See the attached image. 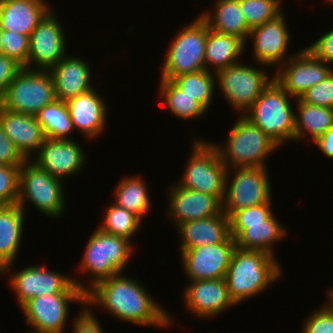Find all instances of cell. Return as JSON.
Listing matches in <instances>:
<instances>
[{
	"instance_id": "cell-1",
	"label": "cell",
	"mask_w": 333,
	"mask_h": 333,
	"mask_svg": "<svg viewBox=\"0 0 333 333\" xmlns=\"http://www.w3.org/2000/svg\"><path fill=\"white\" fill-rule=\"evenodd\" d=\"M138 281L122 273L100 280L85 293V306L97 305L114 318L138 326H172L171 314Z\"/></svg>"
},
{
	"instance_id": "cell-2",
	"label": "cell",
	"mask_w": 333,
	"mask_h": 333,
	"mask_svg": "<svg viewBox=\"0 0 333 333\" xmlns=\"http://www.w3.org/2000/svg\"><path fill=\"white\" fill-rule=\"evenodd\" d=\"M281 271V264L274 256L235 248L225 275L230 298L239 305L259 295L278 282Z\"/></svg>"
},
{
	"instance_id": "cell-3",
	"label": "cell",
	"mask_w": 333,
	"mask_h": 333,
	"mask_svg": "<svg viewBox=\"0 0 333 333\" xmlns=\"http://www.w3.org/2000/svg\"><path fill=\"white\" fill-rule=\"evenodd\" d=\"M227 140L226 146L223 143L222 145L216 142L213 144L227 169L267 168L266 158L279 147L258 126L242 114L230 129Z\"/></svg>"
},
{
	"instance_id": "cell-4",
	"label": "cell",
	"mask_w": 333,
	"mask_h": 333,
	"mask_svg": "<svg viewBox=\"0 0 333 333\" xmlns=\"http://www.w3.org/2000/svg\"><path fill=\"white\" fill-rule=\"evenodd\" d=\"M133 245L129 240L105 233L97 227L90 235L79 262L80 273H90L89 277H92L87 281V291L100 280L124 272L134 253Z\"/></svg>"
},
{
	"instance_id": "cell-5",
	"label": "cell",
	"mask_w": 333,
	"mask_h": 333,
	"mask_svg": "<svg viewBox=\"0 0 333 333\" xmlns=\"http://www.w3.org/2000/svg\"><path fill=\"white\" fill-rule=\"evenodd\" d=\"M291 96L273 79L243 114L279 147L294 141L295 112Z\"/></svg>"
},
{
	"instance_id": "cell-6",
	"label": "cell",
	"mask_w": 333,
	"mask_h": 333,
	"mask_svg": "<svg viewBox=\"0 0 333 333\" xmlns=\"http://www.w3.org/2000/svg\"><path fill=\"white\" fill-rule=\"evenodd\" d=\"M56 100L54 82L49 70L22 67L0 96L6 110L36 116Z\"/></svg>"
},
{
	"instance_id": "cell-7",
	"label": "cell",
	"mask_w": 333,
	"mask_h": 333,
	"mask_svg": "<svg viewBox=\"0 0 333 333\" xmlns=\"http://www.w3.org/2000/svg\"><path fill=\"white\" fill-rule=\"evenodd\" d=\"M179 32L165 52L160 79L172 80L180 75L205 70L207 22L199 15Z\"/></svg>"
},
{
	"instance_id": "cell-8",
	"label": "cell",
	"mask_w": 333,
	"mask_h": 333,
	"mask_svg": "<svg viewBox=\"0 0 333 333\" xmlns=\"http://www.w3.org/2000/svg\"><path fill=\"white\" fill-rule=\"evenodd\" d=\"M63 193V180L51 176L32 160L20 166L17 204L23 210L30 201L41 214L59 218L66 205Z\"/></svg>"
},
{
	"instance_id": "cell-9",
	"label": "cell",
	"mask_w": 333,
	"mask_h": 333,
	"mask_svg": "<svg viewBox=\"0 0 333 333\" xmlns=\"http://www.w3.org/2000/svg\"><path fill=\"white\" fill-rule=\"evenodd\" d=\"M204 141L197 137L194 139L179 185L213 195L222 203L227 168L212 141Z\"/></svg>"
},
{
	"instance_id": "cell-10",
	"label": "cell",
	"mask_w": 333,
	"mask_h": 333,
	"mask_svg": "<svg viewBox=\"0 0 333 333\" xmlns=\"http://www.w3.org/2000/svg\"><path fill=\"white\" fill-rule=\"evenodd\" d=\"M69 303L85 306V292L75 282L62 293L30 299L20 308L27 325L33 328L26 333H65L69 321Z\"/></svg>"
},
{
	"instance_id": "cell-11",
	"label": "cell",
	"mask_w": 333,
	"mask_h": 333,
	"mask_svg": "<svg viewBox=\"0 0 333 333\" xmlns=\"http://www.w3.org/2000/svg\"><path fill=\"white\" fill-rule=\"evenodd\" d=\"M271 193L267 168L227 169L222 211L230 217L237 210L272 202Z\"/></svg>"
},
{
	"instance_id": "cell-12",
	"label": "cell",
	"mask_w": 333,
	"mask_h": 333,
	"mask_svg": "<svg viewBox=\"0 0 333 333\" xmlns=\"http://www.w3.org/2000/svg\"><path fill=\"white\" fill-rule=\"evenodd\" d=\"M237 62L215 73L216 82L223 97L234 110L242 115L253 105L274 77L262 67H250ZM264 67V69H263Z\"/></svg>"
},
{
	"instance_id": "cell-13",
	"label": "cell",
	"mask_w": 333,
	"mask_h": 333,
	"mask_svg": "<svg viewBox=\"0 0 333 333\" xmlns=\"http://www.w3.org/2000/svg\"><path fill=\"white\" fill-rule=\"evenodd\" d=\"M290 56L272 76L292 99H300L310 87L323 81L333 70L308 47Z\"/></svg>"
},
{
	"instance_id": "cell-14",
	"label": "cell",
	"mask_w": 333,
	"mask_h": 333,
	"mask_svg": "<svg viewBox=\"0 0 333 333\" xmlns=\"http://www.w3.org/2000/svg\"><path fill=\"white\" fill-rule=\"evenodd\" d=\"M9 275H11L9 285L16 293V301L20 308L34 297L62 293L73 282L85 293L87 292V286L82 281L54 272L46 266L31 265Z\"/></svg>"
},
{
	"instance_id": "cell-15",
	"label": "cell",
	"mask_w": 333,
	"mask_h": 333,
	"mask_svg": "<svg viewBox=\"0 0 333 333\" xmlns=\"http://www.w3.org/2000/svg\"><path fill=\"white\" fill-rule=\"evenodd\" d=\"M51 9L29 36L28 69L49 70L66 54L63 26Z\"/></svg>"
},
{
	"instance_id": "cell-16",
	"label": "cell",
	"mask_w": 333,
	"mask_h": 333,
	"mask_svg": "<svg viewBox=\"0 0 333 333\" xmlns=\"http://www.w3.org/2000/svg\"><path fill=\"white\" fill-rule=\"evenodd\" d=\"M235 248V239L230 235L220 244L179 251L186 277L189 281L225 278Z\"/></svg>"
},
{
	"instance_id": "cell-17",
	"label": "cell",
	"mask_w": 333,
	"mask_h": 333,
	"mask_svg": "<svg viewBox=\"0 0 333 333\" xmlns=\"http://www.w3.org/2000/svg\"><path fill=\"white\" fill-rule=\"evenodd\" d=\"M283 11L274 19L250 30L248 39L253 41V60L257 65L281 66L290 57L288 47L291 39Z\"/></svg>"
},
{
	"instance_id": "cell-18",
	"label": "cell",
	"mask_w": 333,
	"mask_h": 333,
	"mask_svg": "<svg viewBox=\"0 0 333 333\" xmlns=\"http://www.w3.org/2000/svg\"><path fill=\"white\" fill-rule=\"evenodd\" d=\"M81 147L74 139L45 138L32 160L51 176L64 180L66 176L79 174L85 167L87 158Z\"/></svg>"
},
{
	"instance_id": "cell-19",
	"label": "cell",
	"mask_w": 333,
	"mask_h": 333,
	"mask_svg": "<svg viewBox=\"0 0 333 333\" xmlns=\"http://www.w3.org/2000/svg\"><path fill=\"white\" fill-rule=\"evenodd\" d=\"M182 296L188 310L199 318H211L236 304L230 298L225 278L190 281Z\"/></svg>"
},
{
	"instance_id": "cell-20",
	"label": "cell",
	"mask_w": 333,
	"mask_h": 333,
	"mask_svg": "<svg viewBox=\"0 0 333 333\" xmlns=\"http://www.w3.org/2000/svg\"><path fill=\"white\" fill-rule=\"evenodd\" d=\"M172 185L167 189L168 217L176 228L186 221L210 218L222 211V203L215 196L183 188L178 183Z\"/></svg>"
},
{
	"instance_id": "cell-21",
	"label": "cell",
	"mask_w": 333,
	"mask_h": 333,
	"mask_svg": "<svg viewBox=\"0 0 333 333\" xmlns=\"http://www.w3.org/2000/svg\"><path fill=\"white\" fill-rule=\"evenodd\" d=\"M74 130L85 138L96 139L106 128L108 105L97 88L66 101Z\"/></svg>"
},
{
	"instance_id": "cell-22",
	"label": "cell",
	"mask_w": 333,
	"mask_h": 333,
	"mask_svg": "<svg viewBox=\"0 0 333 333\" xmlns=\"http://www.w3.org/2000/svg\"><path fill=\"white\" fill-rule=\"evenodd\" d=\"M230 235L235 239L236 248L262 251L275 257L273 246L283 240L287 232L272 214L262 222L230 223Z\"/></svg>"
},
{
	"instance_id": "cell-23",
	"label": "cell",
	"mask_w": 333,
	"mask_h": 333,
	"mask_svg": "<svg viewBox=\"0 0 333 333\" xmlns=\"http://www.w3.org/2000/svg\"><path fill=\"white\" fill-rule=\"evenodd\" d=\"M51 72L56 100L66 102L95 88L91 84V69L85 60L65 55Z\"/></svg>"
},
{
	"instance_id": "cell-24",
	"label": "cell",
	"mask_w": 333,
	"mask_h": 333,
	"mask_svg": "<svg viewBox=\"0 0 333 333\" xmlns=\"http://www.w3.org/2000/svg\"><path fill=\"white\" fill-rule=\"evenodd\" d=\"M0 123L26 160L32 159L33 151L39 152L46 137L36 116L6 110L0 106Z\"/></svg>"
},
{
	"instance_id": "cell-25",
	"label": "cell",
	"mask_w": 333,
	"mask_h": 333,
	"mask_svg": "<svg viewBox=\"0 0 333 333\" xmlns=\"http://www.w3.org/2000/svg\"><path fill=\"white\" fill-rule=\"evenodd\" d=\"M176 230L180 236V250L186 251L202 245L224 242L230 236V219L221 211L210 218L190 220L180 224Z\"/></svg>"
},
{
	"instance_id": "cell-26",
	"label": "cell",
	"mask_w": 333,
	"mask_h": 333,
	"mask_svg": "<svg viewBox=\"0 0 333 333\" xmlns=\"http://www.w3.org/2000/svg\"><path fill=\"white\" fill-rule=\"evenodd\" d=\"M46 0H0V28L30 36L52 9Z\"/></svg>"
},
{
	"instance_id": "cell-27",
	"label": "cell",
	"mask_w": 333,
	"mask_h": 333,
	"mask_svg": "<svg viewBox=\"0 0 333 333\" xmlns=\"http://www.w3.org/2000/svg\"><path fill=\"white\" fill-rule=\"evenodd\" d=\"M24 211L18 204L0 206V275L9 274L17 259L24 232Z\"/></svg>"
},
{
	"instance_id": "cell-28",
	"label": "cell",
	"mask_w": 333,
	"mask_h": 333,
	"mask_svg": "<svg viewBox=\"0 0 333 333\" xmlns=\"http://www.w3.org/2000/svg\"><path fill=\"white\" fill-rule=\"evenodd\" d=\"M247 44L239 37L209 29L205 48V70L216 73L239 61ZM210 66V67H209ZM212 67V70L210 68Z\"/></svg>"
},
{
	"instance_id": "cell-29",
	"label": "cell",
	"mask_w": 333,
	"mask_h": 333,
	"mask_svg": "<svg viewBox=\"0 0 333 333\" xmlns=\"http://www.w3.org/2000/svg\"><path fill=\"white\" fill-rule=\"evenodd\" d=\"M213 12H202L200 16L207 22L209 29L234 35L247 43L250 29L240 10L239 0H216Z\"/></svg>"
},
{
	"instance_id": "cell-30",
	"label": "cell",
	"mask_w": 333,
	"mask_h": 333,
	"mask_svg": "<svg viewBox=\"0 0 333 333\" xmlns=\"http://www.w3.org/2000/svg\"><path fill=\"white\" fill-rule=\"evenodd\" d=\"M294 102L298 112L294 117V141H304L307 136L315 141L333 126V108L311 105L300 99H294Z\"/></svg>"
},
{
	"instance_id": "cell-31",
	"label": "cell",
	"mask_w": 333,
	"mask_h": 333,
	"mask_svg": "<svg viewBox=\"0 0 333 333\" xmlns=\"http://www.w3.org/2000/svg\"><path fill=\"white\" fill-rule=\"evenodd\" d=\"M117 185L114 190V203L134 213L143 221V217L150 212L152 206L146 180L132 175L124 177Z\"/></svg>"
},
{
	"instance_id": "cell-32",
	"label": "cell",
	"mask_w": 333,
	"mask_h": 333,
	"mask_svg": "<svg viewBox=\"0 0 333 333\" xmlns=\"http://www.w3.org/2000/svg\"><path fill=\"white\" fill-rule=\"evenodd\" d=\"M159 85V95L172 116L183 120H196L207 112L198 101L185 94L172 80L160 79Z\"/></svg>"
},
{
	"instance_id": "cell-33",
	"label": "cell",
	"mask_w": 333,
	"mask_h": 333,
	"mask_svg": "<svg viewBox=\"0 0 333 333\" xmlns=\"http://www.w3.org/2000/svg\"><path fill=\"white\" fill-rule=\"evenodd\" d=\"M46 138L73 140L69 135L74 132L66 103L55 100L43 107L36 115Z\"/></svg>"
},
{
	"instance_id": "cell-34",
	"label": "cell",
	"mask_w": 333,
	"mask_h": 333,
	"mask_svg": "<svg viewBox=\"0 0 333 333\" xmlns=\"http://www.w3.org/2000/svg\"><path fill=\"white\" fill-rule=\"evenodd\" d=\"M172 81L208 111L215 95L216 75L214 72L207 70L193 72L174 77Z\"/></svg>"
},
{
	"instance_id": "cell-35",
	"label": "cell",
	"mask_w": 333,
	"mask_h": 333,
	"mask_svg": "<svg viewBox=\"0 0 333 333\" xmlns=\"http://www.w3.org/2000/svg\"><path fill=\"white\" fill-rule=\"evenodd\" d=\"M103 219L98 226L102 231L123 237L130 242L142 225V220L137 215L115 203L106 208Z\"/></svg>"
},
{
	"instance_id": "cell-36",
	"label": "cell",
	"mask_w": 333,
	"mask_h": 333,
	"mask_svg": "<svg viewBox=\"0 0 333 333\" xmlns=\"http://www.w3.org/2000/svg\"><path fill=\"white\" fill-rule=\"evenodd\" d=\"M281 2V0H239V6L251 30L279 15L282 12Z\"/></svg>"
},
{
	"instance_id": "cell-37",
	"label": "cell",
	"mask_w": 333,
	"mask_h": 333,
	"mask_svg": "<svg viewBox=\"0 0 333 333\" xmlns=\"http://www.w3.org/2000/svg\"><path fill=\"white\" fill-rule=\"evenodd\" d=\"M2 54L13 59L21 67L27 68L29 36L14 31L2 30Z\"/></svg>"
},
{
	"instance_id": "cell-38",
	"label": "cell",
	"mask_w": 333,
	"mask_h": 333,
	"mask_svg": "<svg viewBox=\"0 0 333 333\" xmlns=\"http://www.w3.org/2000/svg\"><path fill=\"white\" fill-rule=\"evenodd\" d=\"M20 166L0 164V206L17 204Z\"/></svg>"
},
{
	"instance_id": "cell-39",
	"label": "cell",
	"mask_w": 333,
	"mask_h": 333,
	"mask_svg": "<svg viewBox=\"0 0 333 333\" xmlns=\"http://www.w3.org/2000/svg\"><path fill=\"white\" fill-rule=\"evenodd\" d=\"M301 333H333V305L329 300L305 318Z\"/></svg>"
},
{
	"instance_id": "cell-40",
	"label": "cell",
	"mask_w": 333,
	"mask_h": 333,
	"mask_svg": "<svg viewBox=\"0 0 333 333\" xmlns=\"http://www.w3.org/2000/svg\"><path fill=\"white\" fill-rule=\"evenodd\" d=\"M300 100L311 105L333 108V70L323 81L310 87Z\"/></svg>"
},
{
	"instance_id": "cell-41",
	"label": "cell",
	"mask_w": 333,
	"mask_h": 333,
	"mask_svg": "<svg viewBox=\"0 0 333 333\" xmlns=\"http://www.w3.org/2000/svg\"><path fill=\"white\" fill-rule=\"evenodd\" d=\"M273 202L235 211L230 217V223H255L267 220L273 214Z\"/></svg>"
},
{
	"instance_id": "cell-42",
	"label": "cell",
	"mask_w": 333,
	"mask_h": 333,
	"mask_svg": "<svg viewBox=\"0 0 333 333\" xmlns=\"http://www.w3.org/2000/svg\"><path fill=\"white\" fill-rule=\"evenodd\" d=\"M82 311L73 319L72 333H105L100 325V321L96 318V314L92 308L94 307H82Z\"/></svg>"
},
{
	"instance_id": "cell-43",
	"label": "cell",
	"mask_w": 333,
	"mask_h": 333,
	"mask_svg": "<svg viewBox=\"0 0 333 333\" xmlns=\"http://www.w3.org/2000/svg\"><path fill=\"white\" fill-rule=\"evenodd\" d=\"M25 161L26 159L6 135L4 128L0 123V164L21 166Z\"/></svg>"
},
{
	"instance_id": "cell-44",
	"label": "cell",
	"mask_w": 333,
	"mask_h": 333,
	"mask_svg": "<svg viewBox=\"0 0 333 333\" xmlns=\"http://www.w3.org/2000/svg\"><path fill=\"white\" fill-rule=\"evenodd\" d=\"M320 60L333 64V28L307 46Z\"/></svg>"
},
{
	"instance_id": "cell-45",
	"label": "cell",
	"mask_w": 333,
	"mask_h": 333,
	"mask_svg": "<svg viewBox=\"0 0 333 333\" xmlns=\"http://www.w3.org/2000/svg\"><path fill=\"white\" fill-rule=\"evenodd\" d=\"M21 68L13 59L0 54V96Z\"/></svg>"
},
{
	"instance_id": "cell-46",
	"label": "cell",
	"mask_w": 333,
	"mask_h": 333,
	"mask_svg": "<svg viewBox=\"0 0 333 333\" xmlns=\"http://www.w3.org/2000/svg\"><path fill=\"white\" fill-rule=\"evenodd\" d=\"M316 146L329 159H333V126H331L323 135L315 141Z\"/></svg>"
},
{
	"instance_id": "cell-47",
	"label": "cell",
	"mask_w": 333,
	"mask_h": 333,
	"mask_svg": "<svg viewBox=\"0 0 333 333\" xmlns=\"http://www.w3.org/2000/svg\"><path fill=\"white\" fill-rule=\"evenodd\" d=\"M327 295H329L328 296V300L332 303V305H333V288H331V289H329V291H328V294Z\"/></svg>"
},
{
	"instance_id": "cell-48",
	"label": "cell",
	"mask_w": 333,
	"mask_h": 333,
	"mask_svg": "<svg viewBox=\"0 0 333 333\" xmlns=\"http://www.w3.org/2000/svg\"><path fill=\"white\" fill-rule=\"evenodd\" d=\"M1 38H2V29L0 28V54H2V42H1Z\"/></svg>"
},
{
	"instance_id": "cell-49",
	"label": "cell",
	"mask_w": 333,
	"mask_h": 333,
	"mask_svg": "<svg viewBox=\"0 0 333 333\" xmlns=\"http://www.w3.org/2000/svg\"><path fill=\"white\" fill-rule=\"evenodd\" d=\"M327 3L329 2L330 5H333V0H326Z\"/></svg>"
}]
</instances>
